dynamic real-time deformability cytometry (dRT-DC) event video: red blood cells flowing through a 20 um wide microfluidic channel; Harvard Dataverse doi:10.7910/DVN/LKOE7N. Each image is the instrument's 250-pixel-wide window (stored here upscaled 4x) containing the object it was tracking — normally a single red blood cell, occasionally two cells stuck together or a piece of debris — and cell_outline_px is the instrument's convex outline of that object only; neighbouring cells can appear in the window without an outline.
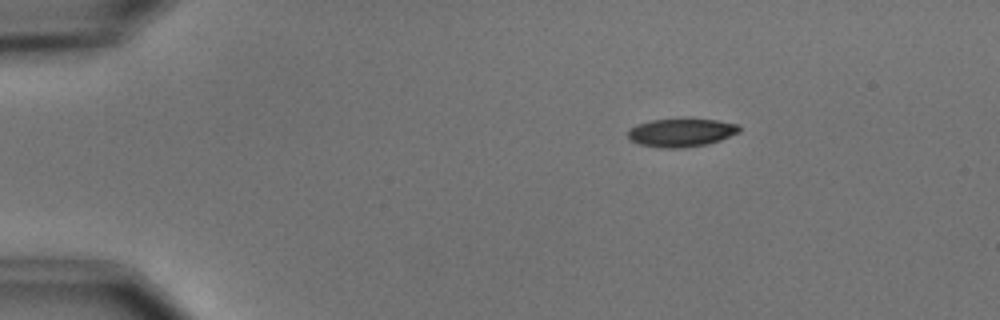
{"species": "common noctule bat (a hibernating species)", "species_latin": "Nyctalus noctula", "temperature_condition": "cold", "stored_images_in_passage": 3, "camera_frame_rate_fps": 3000, "um_per_image_px": 0.085, "animal": {"sex": "male", "body_mass_g": 15.6}, "frame": {"image": 1, "passage_image": 1, "time_ms": 0.0, "image_size_px": [1000, 320], "cell_outline_px": [[740, 132], [720, 140], [708, 144], [684, 148], [660, 148], [640, 144], [632, 140], [628, 136], [628, 128], [636, 124], [652, 120], [688, 116], [692, 116], [740, 124]], "centroid_in_image_um": [57.93, 11.22], "position_along_channel_um": 27.1, "area_um2": 19.19}}